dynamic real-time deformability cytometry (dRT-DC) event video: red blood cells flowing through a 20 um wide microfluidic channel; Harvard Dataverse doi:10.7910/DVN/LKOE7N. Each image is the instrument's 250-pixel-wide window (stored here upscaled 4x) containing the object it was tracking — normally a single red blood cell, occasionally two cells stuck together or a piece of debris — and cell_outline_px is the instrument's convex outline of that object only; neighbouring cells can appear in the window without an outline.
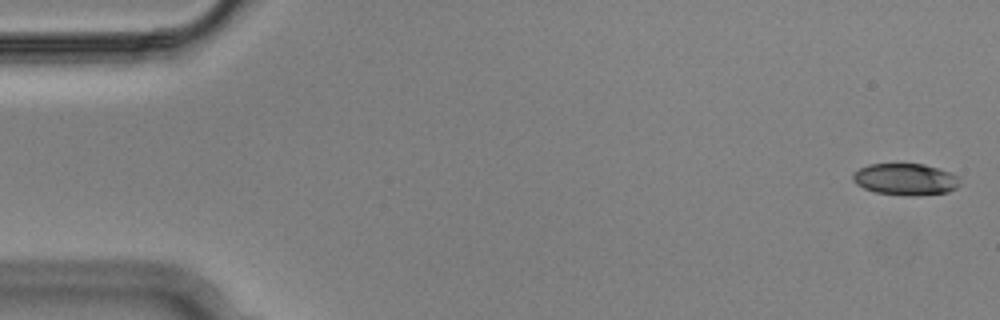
{"species": "Egyptian fruit bat (a non-hibernating species)", "species_latin": "Rousettus aegyptiacus", "temperature_condition": "cold", "stored_images_in_passage": 4, "camera_frame_rate_fps": 3000, "um_per_image_px": 0.085, "animal": {"sex": "male"}, "frame": {"image": 1, "passage_image": 1, "time_ms": 0.0, "image_size_px": [1000, 320], "cell_outline_px": [[960, 184], [956, 188], [948, 192], [916, 196], [904, 196], [876, 192], [864, 188], [856, 184], [852, 180], [852, 176], [860, 168], [868, 164], [924, 164], [960, 176]], "centroid_in_image_um": [76.98, 15.25], "position_along_channel_um": 8.0, "area_um2": 19.83}}